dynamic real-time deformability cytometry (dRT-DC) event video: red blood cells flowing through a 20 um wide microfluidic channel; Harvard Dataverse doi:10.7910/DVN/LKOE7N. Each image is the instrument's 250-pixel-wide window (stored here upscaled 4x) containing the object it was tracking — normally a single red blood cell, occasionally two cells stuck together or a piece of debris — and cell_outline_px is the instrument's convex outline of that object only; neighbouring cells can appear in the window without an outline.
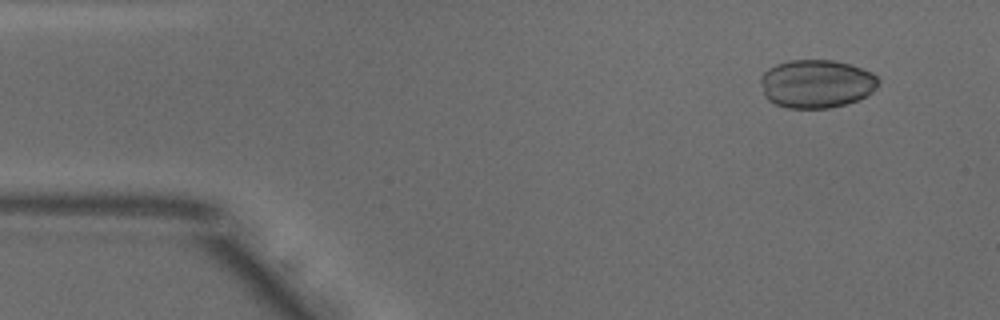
{"species": "common noctule bat (a hibernating species)", "species_latin": "Nyctalus noctula", "temperature_condition": "warm", "stored_images_in_passage": 36, "camera_frame_rate_fps": 3000, "um_per_image_px": 0.085, "animal": {"sex": "male", "body_mass_g": 18.8}, "frame": {"image": 1, "passage_image": 4, "time_ms": 1.0, "image_size_px": [1000, 320], "cell_outline_px": [[880, 84], [872, 92], [856, 100], [844, 104], [828, 108], [788, 108], [776, 104], [768, 100], [764, 96], [760, 80], [760, 76], [768, 68], [776, 64], [788, 60], [836, 60], [872, 72], [880, 80]], "centroid_in_image_um": [69.38, 7.11], "position_along_channel_um": 15.6, "area_um2": 33.23}}
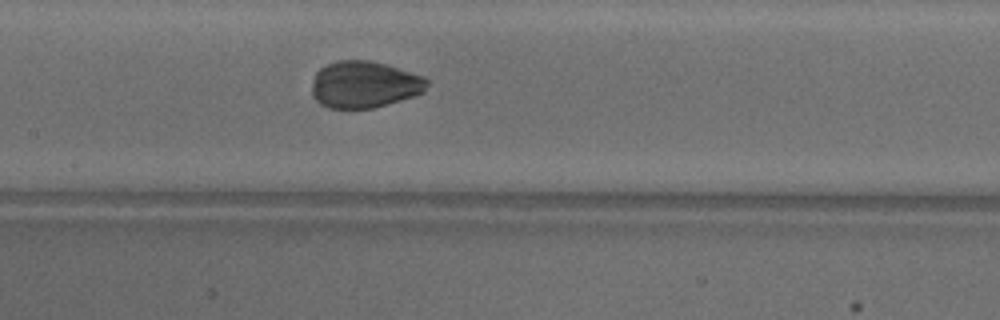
{"frame": {"image": 2, "passage_image": 23, "time_ms": 7.333, "image_size_px": [1000, 320], "cell_outline_px": [[428, 84], [424, 92], [416, 96], [388, 104], [372, 108], [328, 108], [320, 104], [312, 96], [312, 80], [316, 72], [320, 68], [336, 60], [368, 60], [384, 64], [424, 76], [428, 80]], "centroid_in_image_um": [30.96, 7.19], "position_along_channel_um": 176.4, "area_um2": 31.56}}
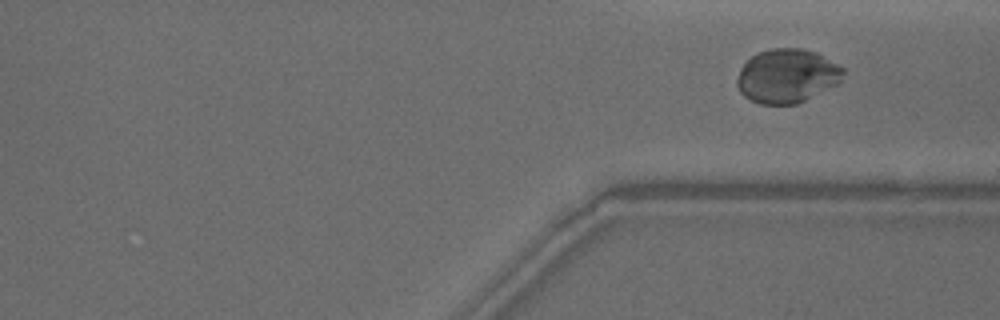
{"frame": {"image": 3, "passage_image": 36, "time_ms": 11.667, "image_size_px": [1000, 320], "cell_outline_px": [[844, 72], [840, 84], [796, 104], [760, 104], [744, 96], [740, 92], [736, 84], [736, 80], [740, 68], [756, 52], [772, 48], [804, 48], [816, 52], [844, 68]], "centroid_in_image_um": [66.91, 6.45], "position_along_channel_um": 344.5, "area_um2": 33.58}}